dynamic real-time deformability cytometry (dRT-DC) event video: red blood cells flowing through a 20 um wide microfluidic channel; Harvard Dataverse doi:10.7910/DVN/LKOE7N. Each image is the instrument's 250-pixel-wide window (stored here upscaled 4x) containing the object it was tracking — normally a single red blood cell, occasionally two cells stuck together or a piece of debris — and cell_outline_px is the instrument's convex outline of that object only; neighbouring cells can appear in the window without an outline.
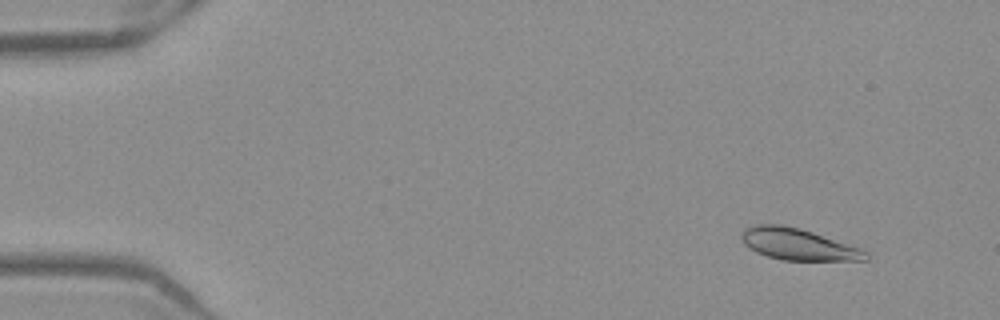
{"species": "Egyptian fruit bat (a non-hibernating species)", "species_latin": "Rousettus aegyptiacus", "temperature_condition": "warm", "stored_images_in_passage": 49, "camera_frame_rate_fps": 3000, "um_per_image_px": 0.085, "frame": {"image": 1, "passage_image": 2, "time_ms": 0.333, "image_size_px": [1000, 320], "cell_outline_px": [[868, 260], [784, 260], [768, 256], [756, 252], [748, 248], [744, 244], [740, 236], [740, 232], [744, 228], [756, 224], [780, 224], [800, 228], [860, 248], [868, 252]], "centroid_in_image_um": [67.78, 20.75], "position_along_channel_um": 17.2, "area_um2": 22.77}}
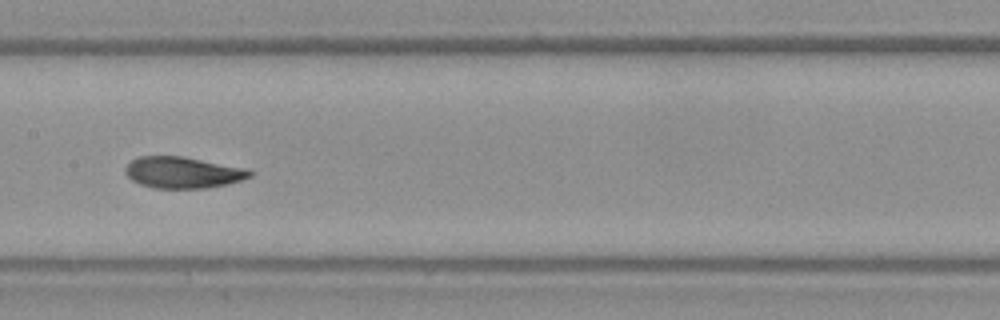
{"frame": {"image": 2, "passage_image": 24, "time_ms": 7.667, "image_size_px": [1000, 320], "cell_outline_px": [[252, 176], [240, 180], [224, 184], [204, 188], [152, 188], [140, 184], [132, 180], [124, 172], [124, 168], [132, 160], [140, 156], [184, 156], [248, 168], [252, 172]], "centroid_in_image_um": [15.53, 14.65], "position_along_channel_um": 191.9, "area_um2": 22.77}}
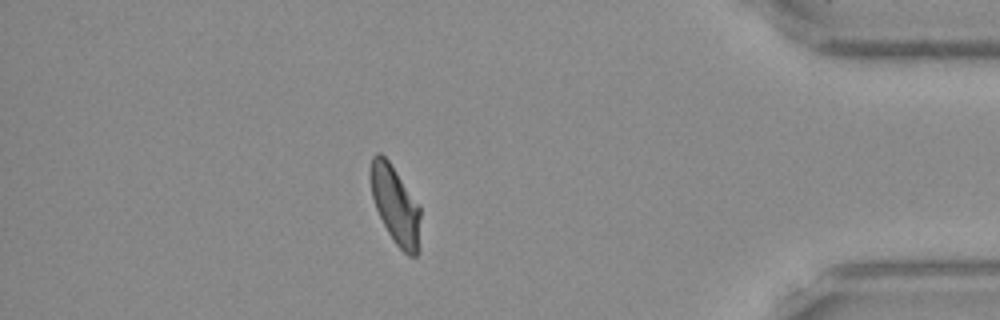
{"frame": {"image": 3, "passage_image": 43, "time_ms": 14.0, "image_size_px": [1000, 320], "cell_outline_px": [[420, 216], [416, 256], [408, 256], [392, 240], [376, 208], [372, 196], [368, 176], [368, 168], [372, 156], [376, 152], [380, 152], [388, 160], [420, 208]], "centroid_in_image_um": [33.53, 17.36], "position_along_channel_um": 401.7, "area_um2": 22.31}, "authors_computed_cell_mechanics": {"area_um2": 23.12, "velocity_mm_per_s": 3.9124, "shape_relaxation_time_tau1_ms": 6.5958, "shape_relaxation_time_tau2_ms": 1.7369, "deformation_change_tau1": 0.1756, "deformation_change_tau2": 0.0676}}